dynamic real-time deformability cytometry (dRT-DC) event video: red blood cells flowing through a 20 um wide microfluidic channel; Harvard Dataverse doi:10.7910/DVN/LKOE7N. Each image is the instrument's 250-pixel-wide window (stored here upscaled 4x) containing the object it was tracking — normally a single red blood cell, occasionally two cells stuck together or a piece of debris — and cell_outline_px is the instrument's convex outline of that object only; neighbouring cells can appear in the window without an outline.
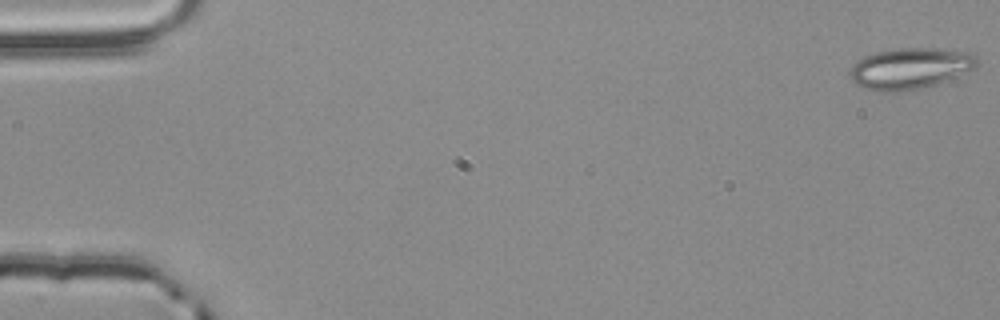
{"species": "common noctule bat (a hibernating species)", "species_latin": "Nyctalus noctula", "temperature_condition": "room temperature", "stored_images_in_passage": 55, "camera_frame_rate_fps": 3000, "um_per_image_px": 0.085, "animal": {"sex": "male", "body_mass_g": 20.4}, "frame": {"image": 1, "passage_image": 1, "time_ms": 0.0, "image_size_px": [1000, 320], "cell_outline_px": [[980, 64], [948, 80], [936, 84], [920, 88], [896, 92], [888, 92], [864, 88], [856, 84], [848, 76], [848, 72], [852, 64], [856, 60], [864, 56], [876, 52], [896, 48], [936, 48], [972, 52], [980, 60]], "centroid_in_image_um": [77.34, 5.8], "position_along_channel_um": 7.7, "area_um2": 30.69}}
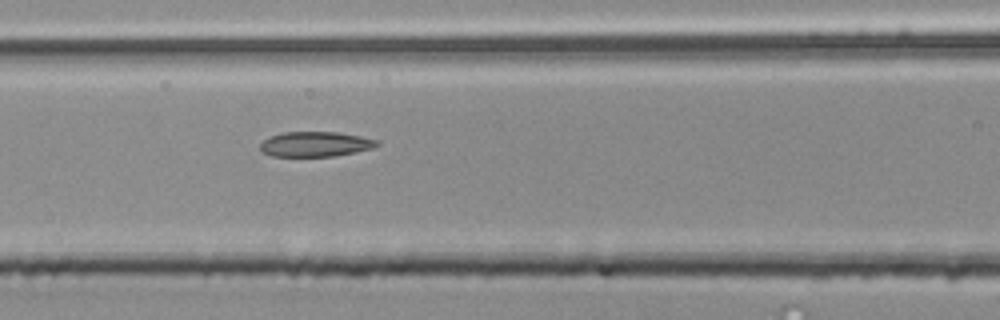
{"frame": {"image": 2, "passage_image": 24, "time_ms": 7.667, "image_size_px": [1000, 320], "cell_outline_px": [[380, 144], [372, 148], [356, 152], [336, 156], [272, 156], [264, 152], [260, 148], [260, 144], [268, 136], [284, 132], [340, 132], [360, 136], [376, 140]], "centroid_in_image_um": [26.8, 12.25], "position_along_channel_um": 139.8, "area_um2": 16.99}}
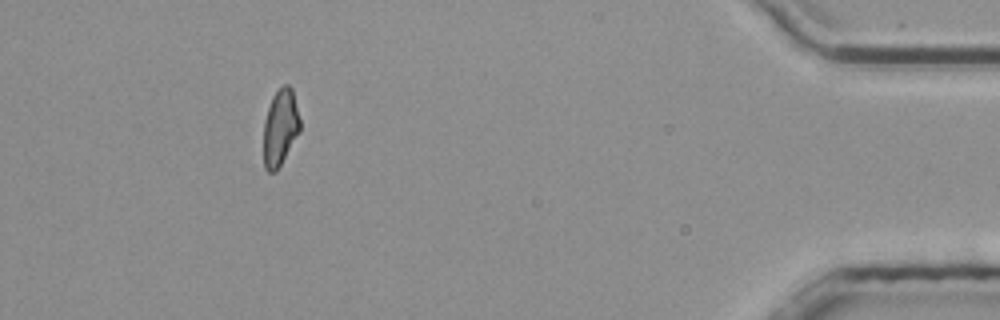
{"frame": {"image": 3, "passage_image": 50, "time_ms": 16.333, "image_size_px": [1000, 320], "cell_outline_px": [[300, 132], [276, 172], [268, 172], [264, 168], [264, 120], [272, 96], [284, 84], [288, 84], [292, 88], [300, 120]], "centroid_in_image_um": [23.82, 10.85], "position_along_channel_um": 411.4, "area_um2": 16.24}, "authors_computed_cell_mechanics": {"area_um2": 17.4556, "velocity_mm_per_s": 3.8597, "shape_relaxation_time_tau1_ms": null, "shape_relaxation_time_tau2_ms": 3.6557, "deformation_change_tau1": null, "deformation_change_tau2": 0.1133}}